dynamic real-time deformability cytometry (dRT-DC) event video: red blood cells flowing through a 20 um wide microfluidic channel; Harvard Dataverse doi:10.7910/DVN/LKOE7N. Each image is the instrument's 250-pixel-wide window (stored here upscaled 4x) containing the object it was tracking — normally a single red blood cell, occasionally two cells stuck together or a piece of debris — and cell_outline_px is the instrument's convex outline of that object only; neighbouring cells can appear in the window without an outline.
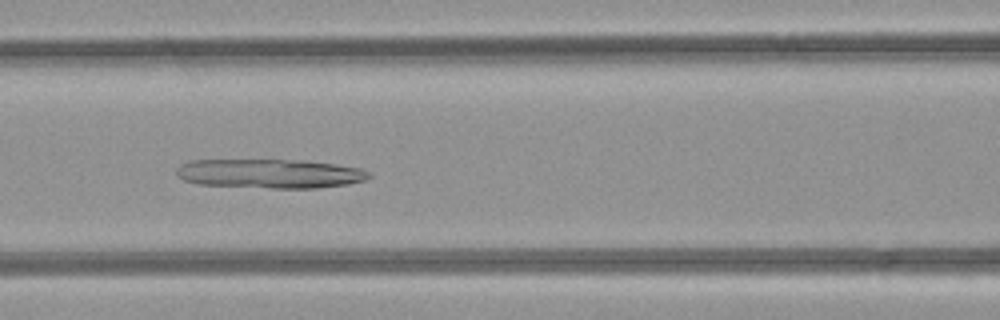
{"species": "common noctule bat (a hibernating species)", "species_latin": "Nyctalus noctula", "temperature_condition": "room temperature", "stored_images_in_passage": 39, "camera_frame_rate_fps": 3000, "um_per_image_px": 0.085, "animal": {"sex": "female", "body_mass_g": 21.9}, "frame": {"image": 1, "passage_image": 12, "time_ms": 3.667, "image_size_px": [1000, 320], "cell_outline_px": [[372, 176], [364, 180], [348, 184], [316, 188], [272, 188], [200, 184], [184, 180], [176, 176], [176, 168], [180, 164], [188, 160], [300, 160], [336, 164], [360, 168], [372, 172]], "centroid_in_image_um": [22.94, 14.75], "position_along_channel_um": 143.7, "area_um2": 32.89}}
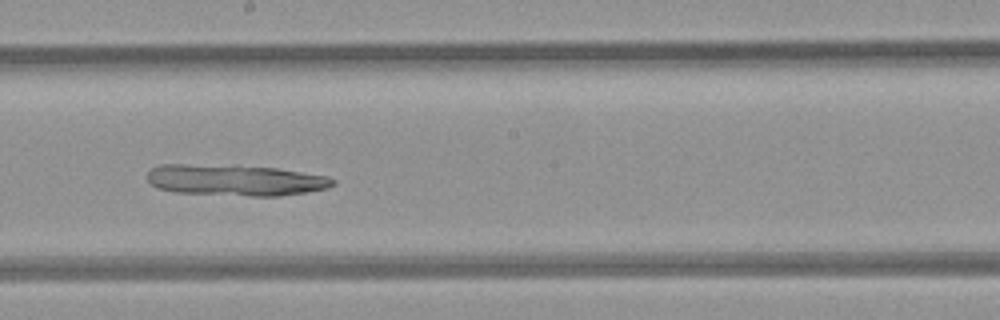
{"frame": {"image": 2, "passage_image": 18, "time_ms": 5.667, "image_size_px": [1000, 320], "cell_outline_px": [[336, 184], [328, 188], [280, 196], [248, 196], [176, 192], [156, 188], [148, 180], [148, 172], [152, 168], [160, 164], [236, 164], [276, 168], [328, 176], [336, 180]], "centroid_in_image_um": [20.0, 15.29], "position_along_channel_um": 228.2, "area_um2": 34.22}}
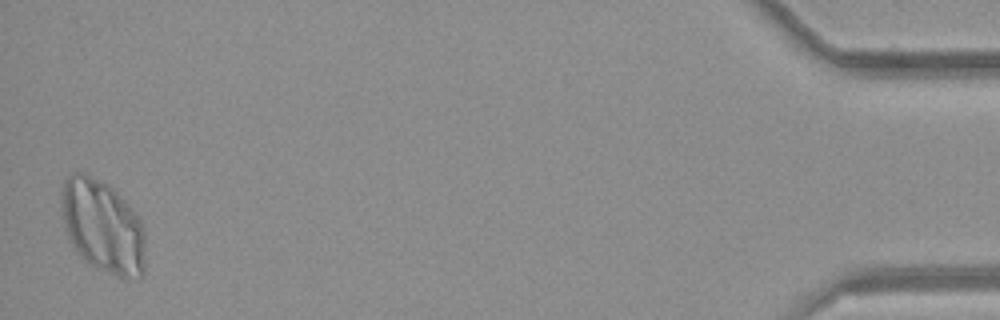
{"frame": {"image": 3, "passage_image": 39, "time_ms": 12.667, "image_size_px": [1000, 320], "cell_outline_px": [[144, 276], [140, 280], [124, 280], [96, 268], [88, 264], [84, 260], [72, 244], [64, 228], [60, 204], [60, 192], [64, 180], [72, 172], [84, 172], [112, 188], [128, 204], [140, 220], [144, 228]], "centroid_in_image_um": [8.72, 19.29], "position_along_channel_um": 426.5, "area_um2": 46.12}}